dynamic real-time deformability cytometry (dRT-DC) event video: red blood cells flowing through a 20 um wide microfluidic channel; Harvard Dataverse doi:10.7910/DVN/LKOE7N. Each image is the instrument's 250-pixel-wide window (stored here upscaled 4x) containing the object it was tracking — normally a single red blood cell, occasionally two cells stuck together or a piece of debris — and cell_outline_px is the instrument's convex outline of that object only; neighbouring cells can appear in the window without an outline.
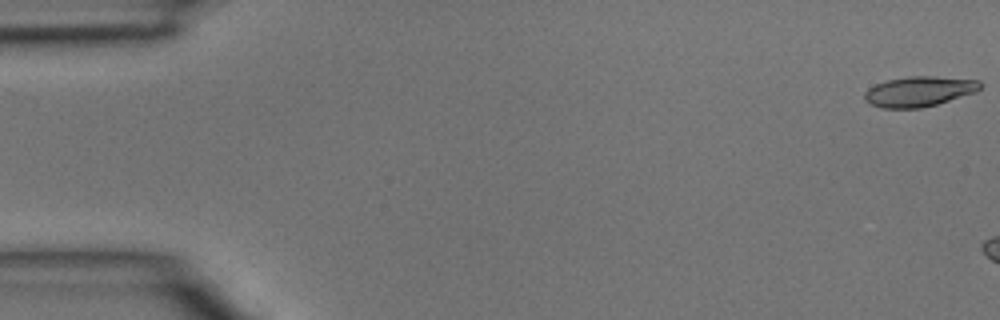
{"species": "common noctule bat (a hibernating species)", "species_latin": "Nyctalus noctula", "temperature_condition": "room temperature", "stored_images_in_passage": 7, "camera_frame_rate_fps": 3000, "um_per_image_px": 0.085, "animal": {"sex": "male", "body_mass_g": 15.6}, "frame": {"image": 1, "passage_image": 1, "time_ms": 0.0, "image_size_px": [1000, 320], "cell_outline_px": [[984, 84], [976, 92], [936, 104], [920, 108], [884, 108], [872, 104], [864, 100], [864, 92], [868, 88], [876, 84], [888, 80], [908, 76], [932, 76], [980, 80]], "centroid_in_image_um": [78.14, 7.76], "position_along_channel_um": 6.9, "area_um2": 20.29}}